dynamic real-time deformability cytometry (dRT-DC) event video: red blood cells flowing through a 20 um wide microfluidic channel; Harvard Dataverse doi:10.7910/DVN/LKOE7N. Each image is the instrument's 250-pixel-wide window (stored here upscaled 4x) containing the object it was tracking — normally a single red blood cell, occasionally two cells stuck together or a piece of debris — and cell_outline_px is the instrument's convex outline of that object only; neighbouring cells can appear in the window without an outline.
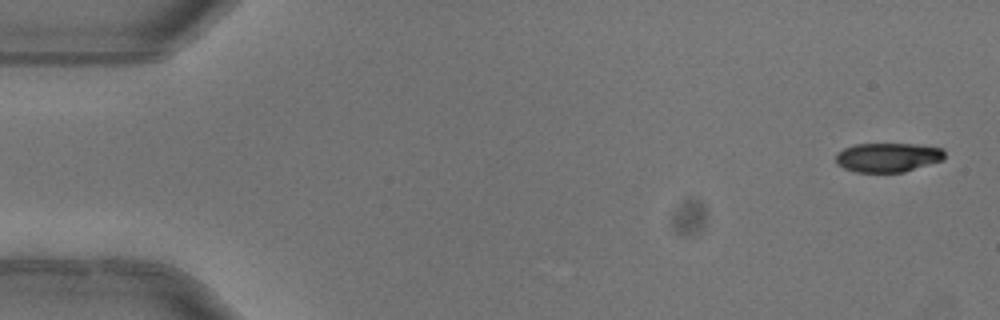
{"species": "common noctule bat (a hibernating species)", "species_latin": "Nyctalus noctula", "temperature_condition": "warm", "stored_images_in_passage": 7, "camera_frame_rate_fps": 3000, "um_per_image_px": 0.085, "animal": {"sex": "female"}, "frame": {"image": 1, "passage_image": 1, "time_ms": 0.0, "image_size_px": [1000, 320], "cell_outline_px": [[944, 160], [904, 172], [856, 172], [844, 168], [836, 164], [836, 152], [844, 148], [856, 144], [916, 144], [944, 148]], "centroid_in_image_um": [75.47, 13.37], "position_along_channel_um": 9.5, "area_um2": 18.67}}
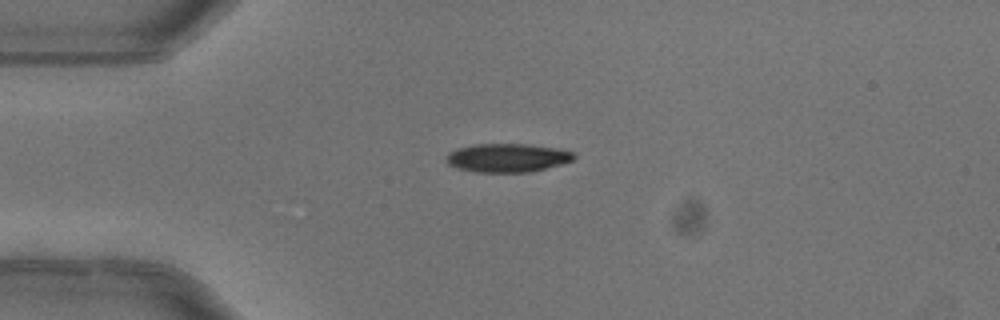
{"frame": {"image": 2, "passage_image": 4, "time_ms": 1.0, "image_size_px": [1000, 320], "cell_outline_px": [[576, 156], [572, 160], [560, 164], [532, 172], [476, 172], [456, 168], [448, 164], [444, 160], [444, 156], [448, 152], [456, 148], [476, 144], [528, 144], [556, 148], [572, 152]], "centroid_in_image_um": [43.06, 13.41], "position_along_channel_um": 41.9, "area_um2": 21.39}}